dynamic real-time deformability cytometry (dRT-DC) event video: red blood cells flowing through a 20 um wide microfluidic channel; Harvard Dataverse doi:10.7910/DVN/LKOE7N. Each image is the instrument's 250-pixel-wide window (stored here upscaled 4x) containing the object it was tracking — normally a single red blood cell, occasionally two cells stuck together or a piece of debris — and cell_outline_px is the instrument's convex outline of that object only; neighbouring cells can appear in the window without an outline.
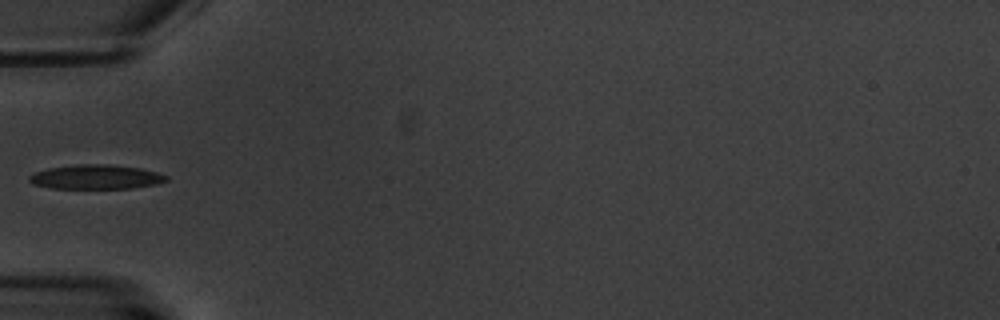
{"species": "common noctule bat (a hibernating species)", "species_latin": "Nyctalus noctula", "temperature_condition": "warm", "stored_images_in_passage": 2, "camera_frame_rate_fps": 3000, "um_per_image_px": 0.085, "animal": {"sex": "male", "body_mass_g": 20.1, "forearm_length_mm": 53.5}, "frame": {"image": 1, "passage_image": 1, "time_ms": 0.0, "image_size_px": [1000, 320], "cell_outline_px": [[168, 180], [156, 184], [132, 188], [52, 188], [32, 184], [28, 180], [28, 176], [36, 172], [48, 168], [76, 164], [108, 164], [140, 168], [156, 172], [168, 176]], "centroid_in_image_um": [8.14, 15.03], "position_along_channel_um": 76.9, "area_um2": 19.42}}